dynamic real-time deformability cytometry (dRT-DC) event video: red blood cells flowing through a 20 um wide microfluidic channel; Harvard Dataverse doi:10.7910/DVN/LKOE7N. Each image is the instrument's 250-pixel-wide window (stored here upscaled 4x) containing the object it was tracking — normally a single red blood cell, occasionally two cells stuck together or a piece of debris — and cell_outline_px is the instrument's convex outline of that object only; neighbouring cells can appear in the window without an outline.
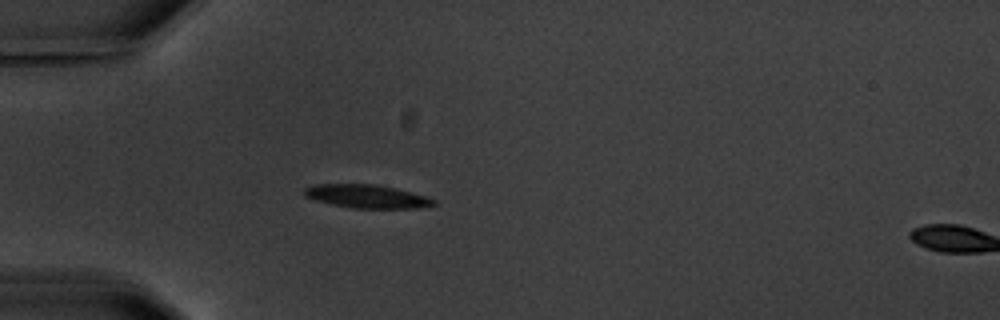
{"species": "common noctule bat (a hibernating species)", "species_latin": "Nyctalus noctula", "temperature_condition": "warm", "stored_images_in_passage": 3, "segment_of_instrument_passage": [1, 2], "camera_frame_rate_fps": 3000, "um_per_image_px": 0.085, "animal": {"sex": "male", "body_mass_g": 20.1, "forearm_length_mm": 53.5}, "frame": {"image": 1, "passage_image": 2, "time_ms": 1.0, "image_size_px": [1000, 320], "cell_outline_px": [[436, 204], [416, 208], [352, 208], [332, 204], [316, 200], [304, 196], [304, 188], [316, 184], [376, 184], [396, 188], [428, 196], [436, 200]], "centroid_in_image_um": [31.2, 16.68], "position_along_channel_um": 53.8, "area_um2": 17.63}}